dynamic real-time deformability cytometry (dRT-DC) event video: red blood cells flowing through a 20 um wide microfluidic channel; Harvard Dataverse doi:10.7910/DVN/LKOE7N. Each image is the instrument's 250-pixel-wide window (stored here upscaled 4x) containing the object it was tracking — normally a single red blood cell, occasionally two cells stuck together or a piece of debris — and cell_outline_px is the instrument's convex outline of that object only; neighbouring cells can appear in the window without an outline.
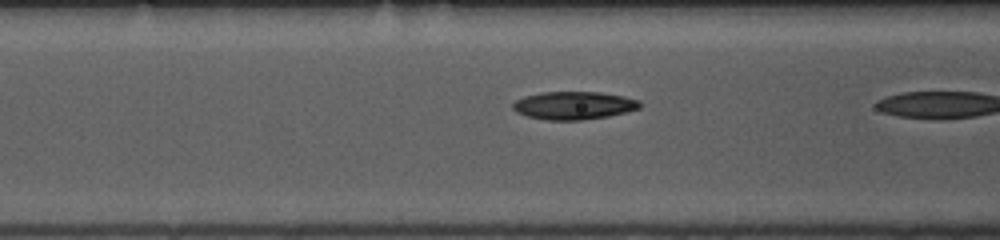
{"species": "common noctule bat (a hibernating species)", "species_latin": "Nyctalus noctula", "temperature_condition": "room temperature", "stored_images_in_passage": 19, "camera_frame_rate_fps": 3000, "um_per_image_px": 0.085, "animal": {"sex": "female", "body_mass_g": 10.0, "forearm_length_mm": 53.1}, "frame": {"image": 1, "passage_image": 18, "time_ms": 5.667, "image_size_px": [1000, 240], "cell_outline_px": [[640, 108], [608, 116], [580, 120], [548, 120], [528, 116], [516, 112], [512, 108], [512, 104], [516, 100], [524, 96], [544, 92], [600, 92], [624, 96], [640, 100]], "centroid_in_image_um": [48.76, 8.96], "position_along_channel_um": 117.8, "area_um2": 20.58}}